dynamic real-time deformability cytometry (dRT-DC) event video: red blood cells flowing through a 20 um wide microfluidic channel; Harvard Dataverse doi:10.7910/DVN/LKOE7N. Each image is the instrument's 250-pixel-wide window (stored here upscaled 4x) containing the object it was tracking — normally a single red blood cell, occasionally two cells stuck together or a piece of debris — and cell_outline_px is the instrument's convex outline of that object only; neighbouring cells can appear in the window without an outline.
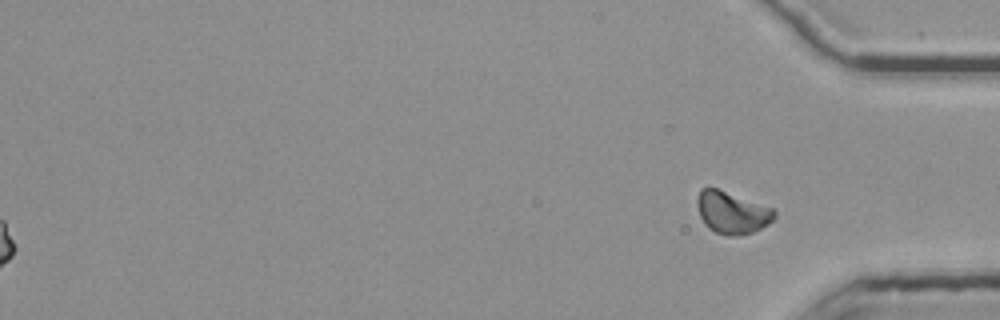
{"species": "common noctule bat (a hibernating species)", "species_latin": "Nyctalus noctula", "temperature_condition": "room temperature", "stored_images_in_passage": 48, "segment_of_instrument_passage": [3, 3], "camera_frame_rate_fps": 3000, "um_per_image_px": 0.085, "animal": {"sex": "female", "body_mass_g": 25.1}, "frame": {"image": 1, "passage_image": 48, "time_ms": 15.667, "image_size_px": [1000, 320], "cell_outline_px": [[776, 216], [768, 224], [752, 232], [736, 236], [728, 236], [716, 232], [708, 228], [704, 224], [700, 216], [696, 204], [696, 200], [700, 188], [716, 188], [776, 208]], "centroid_in_image_um": [62.23, 18.06], "position_along_channel_um": 373.0, "area_um2": 19.13}}